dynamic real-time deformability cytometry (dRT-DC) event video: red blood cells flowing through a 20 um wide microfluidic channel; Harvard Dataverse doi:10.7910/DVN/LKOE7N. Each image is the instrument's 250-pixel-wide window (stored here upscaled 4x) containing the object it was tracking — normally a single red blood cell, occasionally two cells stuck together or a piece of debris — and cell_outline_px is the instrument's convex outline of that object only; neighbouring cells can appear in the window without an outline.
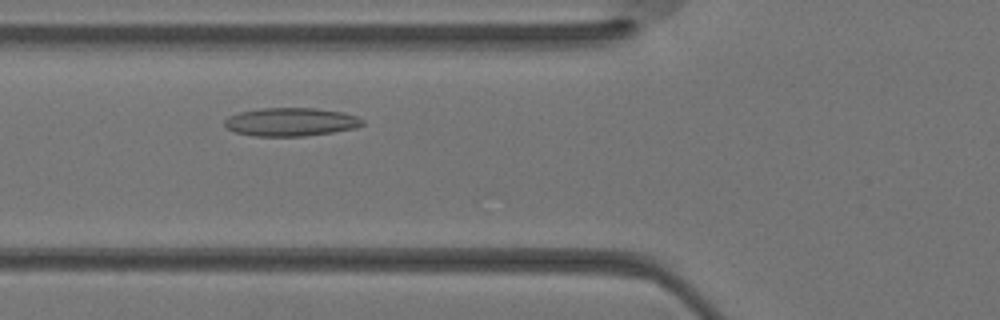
{"species": "Egyptian fruit bat (a non-hibernating species)", "species_latin": "Rousettus aegyptiacus", "temperature_condition": "warm", "stored_images_in_passage": 29, "camera_frame_rate_fps": 3000, "um_per_image_px": 0.085, "animal": {"sex": "female"}, "frame": {"image": 1, "passage_image": 7, "time_ms": 2.0, "image_size_px": [1000, 320], "cell_outline_px": [[364, 124], [356, 128], [332, 132], [304, 136], [252, 136], [236, 132], [228, 128], [224, 124], [224, 120], [228, 116], [240, 112], [260, 108], [316, 108], [344, 112], [356, 116], [364, 120]], "centroid_in_image_um": [24.73, 10.36], "position_along_channel_um": 101.1, "area_um2": 22.83}}
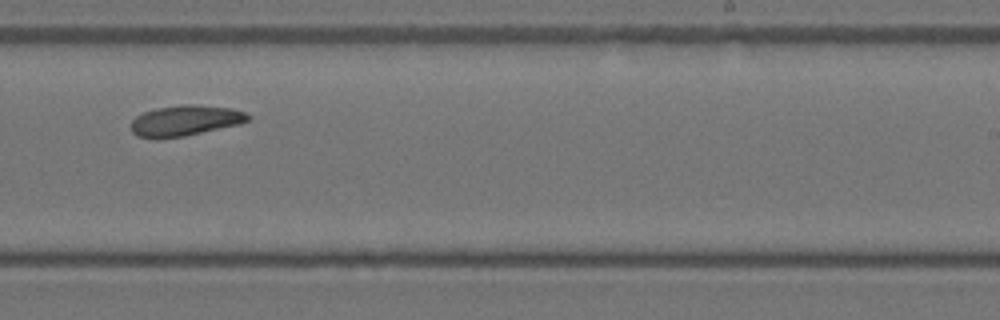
{"frame": {"image": 2, "passage_image": 16, "time_ms": 5.0, "image_size_px": [1000, 320], "cell_outline_px": [[252, 116], [248, 120], [240, 124], [184, 136], [156, 140], [136, 136], [132, 132], [132, 120], [136, 116], [144, 112], [156, 108], [188, 104], [196, 104], [232, 108], [244, 112]], "centroid_in_image_um": [15.73, 10.26], "position_along_channel_um": 273.3, "area_um2": 21.04}}
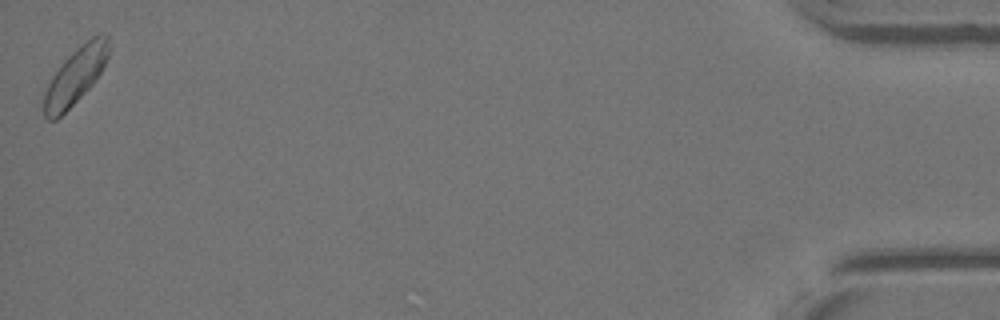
{"frame": {"image": 3, "passage_image": 29, "time_ms": 9.333, "image_size_px": [1000, 320], "cell_outline_px": [[108, 56], [100, 72], [92, 84], [56, 120], [48, 120], [44, 116], [44, 92], [52, 76], [64, 60], [76, 48], [92, 36], [100, 32], [108, 32]], "centroid_in_image_um": [6.41, 6.41], "position_along_channel_um": 428.8, "area_um2": 20.98}}